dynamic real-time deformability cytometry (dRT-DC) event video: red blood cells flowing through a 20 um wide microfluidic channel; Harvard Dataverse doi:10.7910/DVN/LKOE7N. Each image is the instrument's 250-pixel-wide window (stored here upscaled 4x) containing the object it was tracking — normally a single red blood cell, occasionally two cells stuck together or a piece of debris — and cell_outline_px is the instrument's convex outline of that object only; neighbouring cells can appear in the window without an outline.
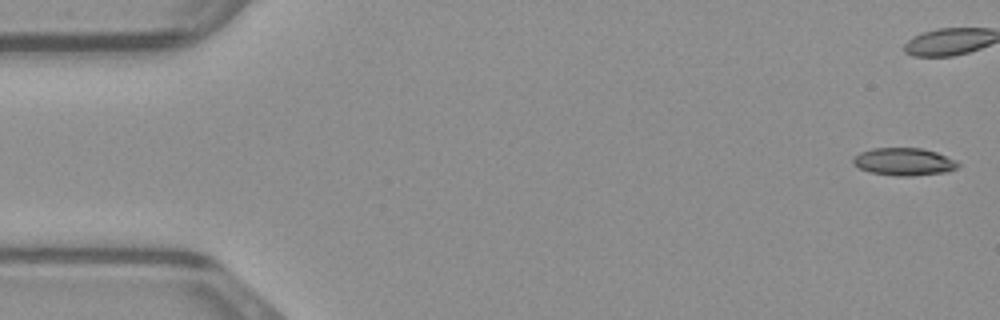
{"species": "common noctule bat (a hibernating species)", "species_latin": "Nyctalus noctula", "temperature_condition": "warm", "stored_images_in_passage": 49, "camera_frame_rate_fps": 3000, "um_per_image_px": 0.085, "animal": {"sex": "male", "body_mass_g": 23.1, "forearm_length_mm": 52.7}, "frame": {"image": 1, "passage_image": 1, "time_ms": 0.0, "image_size_px": [1000, 320], "cell_outline_px": [[960, 164], [956, 168], [948, 172], [912, 176], [896, 176], [868, 172], [852, 164], [852, 156], [860, 152], [872, 148], [920, 148], [936, 152], [956, 160]], "centroid_in_image_um": [76.8, 13.75], "position_along_channel_um": 8.2, "area_um2": 17.05}}
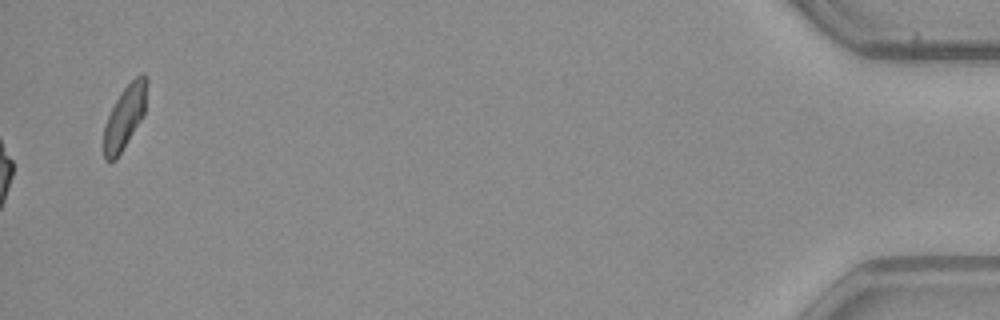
{"frame": {"image": 2, "passage_image": 49, "time_ms": 16.0, "image_size_px": [1000, 320], "cell_outline_px": [[148, 80], [144, 116], [116, 160], [104, 160], [104, 124], [116, 100], [124, 88], [140, 72], [144, 72], [148, 76]], "centroid_in_image_um": [10.64, 9.91], "position_along_channel_um": 424.6, "area_um2": 16.01}}